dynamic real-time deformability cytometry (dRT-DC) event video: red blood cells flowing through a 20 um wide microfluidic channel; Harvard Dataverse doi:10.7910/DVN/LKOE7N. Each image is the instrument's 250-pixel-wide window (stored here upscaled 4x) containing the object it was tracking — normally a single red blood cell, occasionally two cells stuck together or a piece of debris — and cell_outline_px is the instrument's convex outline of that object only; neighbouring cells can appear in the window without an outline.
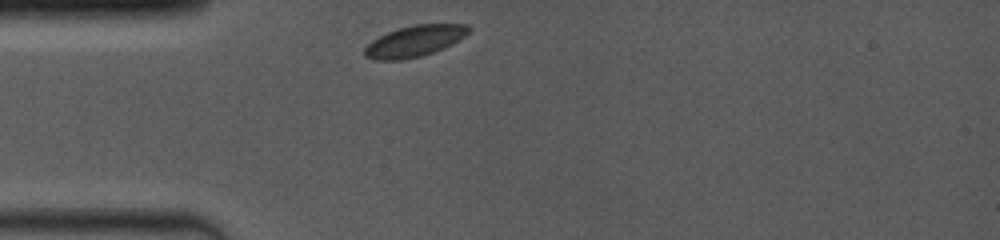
{"species": "common noctule bat (a hibernating species)", "species_latin": "Nyctalus noctula", "temperature_condition": "room temperature", "stored_images_in_passage": 59, "camera_frame_rate_fps": 4000, "um_per_image_px": 0.085, "animal": {"sex": "female", "body_mass_g": 19.0, "forearm_length_mm": 53.3}, "frame": {"image": 1, "passage_image": 1, "time_ms": 0.0, "image_size_px": [1000, 240], "cell_outline_px": [[472, 28], [464, 36], [452, 44], [444, 48], [420, 56], [404, 60], [376, 60], [364, 56], [364, 48], [372, 40], [388, 32], [412, 24], [468, 24]], "centroid_in_image_um": [35.24, 3.49], "position_along_channel_um": 49.8, "area_um2": 18.84}}
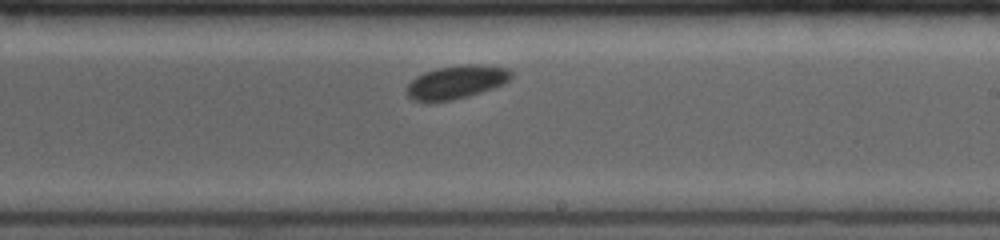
{"frame": {"image": 2, "passage_image": 36, "time_ms": 5.5, "image_size_px": [1000, 240], "cell_outline_px": [[512, 76], [504, 84], [468, 96], [452, 100], [428, 104], [412, 100], [404, 92], [404, 88], [416, 76], [424, 72], [436, 68], [468, 64], [480, 64], [508, 68], [512, 72]], "centroid_in_image_um": [38.71, 7.0], "position_along_channel_um": 250.3, "area_um2": 20.75}}
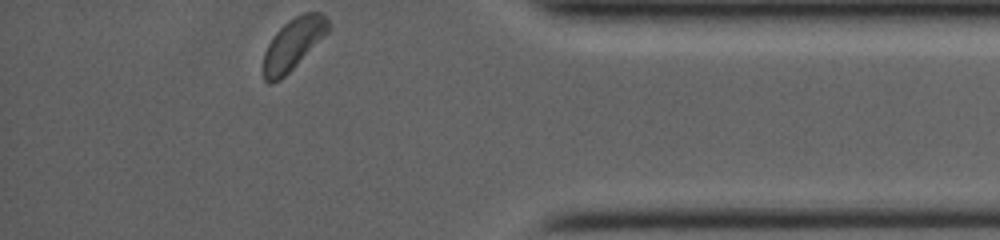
{"frame": {"image": 3, "passage_image": 59, "time_ms": 10.0, "image_size_px": [1000, 240], "cell_outline_px": [[328, 32], [280, 80], [272, 84], [268, 84], [264, 80], [264, 52], [272, 36], [288, 20], [304, 12], [320, 12], [328, 16]], "centroid_in_image_um": [24.9, 3.72], "position_along_channel_um": 410.3, "area_um2": 19.13}}